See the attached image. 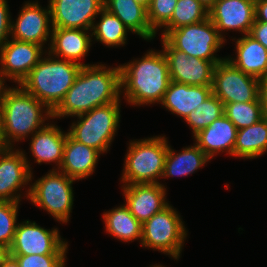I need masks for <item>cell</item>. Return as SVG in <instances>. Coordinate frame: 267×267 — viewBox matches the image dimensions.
<instances>
[{
	"instance_id": "1",
	"label": "cell",
	"mask_w": 267,
	"mask_h": 267,
	"mask_svg": "<svg viewBox=\"0 0 267 267\" xmlns=\"http://www.w3.org/2000/svg\"><path fill=\"white\" fill-rule=\"evenodd\" d=\"M121 98L120 67L96 63L82 66L64 99L52 111V120L76 117Z\"/></svg>"
},
{
	"instance_id": "2",
	"label": "cell",
	"mask_w": 267,
	"mask_h": 267,
	"mask_svg": "<svg viewBox=\"0 0 267 267\" xmlns=\"http://www.w3.org/2000/svg\"><path fill=\"white\" fill-rule=\"evenodd\" d=\"M149 50L141 58L119 65L121 96L133 107L160 104L171 81L162 50Z\"/></svg>"
},
{
	"instance_id": "3",
	"label": "cell",
	"mask_w": 267,
	"mask_h": 267,
	"mask_svg": "<svg viewBox=\"0 0 267 267\" xmlns=\"http://www.w3.org/2000/svg\"><path fill=\"white\" fill-rule=\"evenodd\" d=\"M4 136L10 147L25 141L52 119V111L20 85L8 87L0 103Z\"/></svg>"
},
{
	"instance_id": "4",
	"label": "cell",
	"mask_w": 267,
	"mask_h": 267,
	"mask_svg": "<svg viewBox=\"0 0 267 267\" xmlns=\"http://www.w3.org/2000/svg\"><path fill=\"white\" fill-rule=\"evenodd\" d=\"M81 67L46 52L20 86L53 111L73 85Z\"/></svg>"
},
{
	"instance_id": "5",
	"label": "cell",
	"mask_w": 267,
	"mask_h": 267,
	"mask_svg": "<svg viewBox=\"0 0 267 267\" xmlns=\"http://www.w3.org/2000/svg\"><path fill=\"white\" fill-rule=\"evenodd\" d=\"M165 135L129 141L120 181L123 185L161 183L169 146Z\"/></svg>"
},
{
	"instance_id": "6",
	"label": "cell",
	"mask_w": 267,
	"mask_h": 267,
	"mask_svg": "<svg viewBox=\"0 0 267 267\" xmlns=\"http://www.w3.org/2000/svg\"><path fill=\"white\" fill-rule=\"evenodd\" d=\"M121 98L89 112L76 116L70 124L68 134L77 142L98 150L102 155L110 151L121 119Z\"/></svg>"
},
{
	"instance_id": "7",
	"label": "cell",
	"mask_w": 267,
	"mask_h": 267,
	"mask_svg": "<svg viewBox=\"0 0 267 267\" xmlns=\"http://www.w3.org/2000/svg\"><path fill=\"white\" fill-rule=\"evenodd\" d=\"M31 173L28 201L45 210L60 224L70 221L74 204L73 183L76 181L59 170L50 169L44 176L33 180Z\"/></svg>"
},
{
	"instance_id": "8",
	"label": "cell",
	"mask_w": 267,
	"mask_h": 267,
	"mask_svg": "<svg viewBox=\"0 0 267 267\" xmlns=\"http://www.w3.org/2000/svg\"><path fill=\"white\" fill-rule=\"evenodd\" d=\"M179 212L169 204L142 224V248L159 251L179 260L188 236Z\"/></svg>"
},
{
	"instance_id": "9",
	"label": "cell",
	"mask_w": 267,
	"mask_h": 267,
	"mask_svg": "<svg viewBox=\"0 0 267 267\" xmlns=\"http://www.w3.org/2000/svg\"><path fill=\"white\" fill-rule=\"evenodd\" d=\"M160 32V37L189 57L193 56L211 62H221L227 57H219L216 54L227 42L219 35L209 17L204 21Z\"/></svg>"
},
{
	"instance_id": "10",
	"label": "cell",
	"mask_w": 267,
	"mask_h": 267,
	"mask_svg": "<svg viewBox=\"0 0 267 267\" xmlns=\"http://www.w3.org/2000/svg\"><path fill=\"white\" fill-rule=\"evenodd\" d=\"M212 93L223 104L261 101L260 79L245 74L226 58L213 71Z\"/></svg>"
},
{
	"instance_id": "11",
	"label": "cell",
	"mask_w": 267,
	"mask_h": 267,
	"mask_svg": "<svg viewBox=\"0 0 267 267\" xmlns=\"http://www.w3.org/2000/svg\"><path fill=\"white\" fill-rule=\"evenodd\" d=\"M58 228L46 229L35 221L18 222L12 244L11 255H46L68 253V242Z\"/></svg>"
},
{
	"instance_id": "12",
	"label": "cell",
	"mask_w": 267,
	"mask_h": 267,
	"mask_svg": "<svg viewBox=\"0 0 267 267\" xmlns=\"http://www.w3.org/2000/svg\"><path fill=\"white\" fill-rule=\"evenodd\" d=\"M15 149L11 147L0 153V201L21 202L23 197L27 200L29 197L33 171L31 160L25 151ZM24 188L26 191L22 193Z\"/></svg>"
},
{
	"instance_id": "13",
	"label": "cell",
	"mask_w": 267,
	"mask_h": 267,
	"mask_svg": "<svg viewBox=\"0 0 267 267\" xmlns=\"http://www.w3.org/2000/svg\"><path fill=\"white\" fill-rule=\"evenodd\" d=\"M24 3L18 17L15 20L12 18L10 38L41 45L47 51L52 34L50 7H42L38 0Z\"/></svg>"
},
{
	"instance_id": "14",
	"label": "cell",
	"mask_w": 267,
	"mask_h": 267,
	"mask_svg": "<svg viewBox=\"0 0 267 267\" xmlns=\"http://www.w3.org/2000/svg\"><path fill=\"white\" fill-rule=\"evenodd\" d=\"M169 69L170 80L189 86H212L213 71L219 62H211L173 48L163 37L160 38Z\"/></svg>"
},
{
	"instance_id": "15",
	"label": "cell",
	"mask_w": 267,
	"mask_h": 267,
	"mask_svg": "<svg viewBox=\"0 0 267 267\" xmlns=\"http://www.w3.org/2000/svg\"><path fill=\"white\" fill-rule=\"evenodd\" d=\"M46 52L41 45L10 38L0 49L1 74L20 85Z\"/></svg>"
},
{
	"instance_id": "16",
	"label": "cell",
	"mask_w": 267,
	"mask_h": 267,
	"mask_svg": "<svg viewBox=\"0 0 267 267\" xmlns=\"http://www.w3.org/2000/svg\"><path fill=\"white\" fill-rule=\"evenodd\" d=\"M52 27L91 30L104 0H48Z\"/></svg>"
},
{
	"instance_id": "17",
	"label": "cell",
	"mask_w": 267,
	"mask_h": 267,
	"mask_svg": "<svg viewBox=\"0 0 267 267\" xmlns=\"http://www.w3.org/2000/svg\"><path fill=\"white\" fill-rule=\"evenodd\" d=\"M121 189L125 205L142 224L170 204L163 183L121 184Z\"/></svg>"
},
{
	"instance_id": "18",
	"label": "cell",
	"mask_w": 267,
	"mask_h": 267,
	"mask_svg": "<svg viewBox=\"0 0 267 267\" xmlns=\"http://www.w3.org/2000/svg\"><path fill=\"white\" fill-rule=\"evenodd\" d=\"M208 17L227 42L224 34L228 31H237L241 36L250 33L255 22V4L246 0H217Z\"/></svg>"
},
{
	"instance_id": "19",
	"label": "cell",
	"mask_w": 267,
	"mask_h": 267,
	"mask_svg": "<svg viewBox=\"0 0 267 267\" xmlns=\"http://www.w3.org/2000/svg\"><path fill=\"white\" fill-rule=\"evenodd\" d=\"M91 30L52 27L51 42L47 52L52 56L77 63L81 66L91 65L79 62L90 52L92 47Z\"/></svg>"
},
{
	"instance_id": "20",
	"label": "cell",
	"mask_w": 267,
	"mask_h": 267,
	"mask_svg": "<svg viewBox=\"0 0 267 267\" xmlns=\"http://www.w3.org/2000/svg\"><path fill=\"white\" fill-rule=\"evenodd\" d=\"M55 123L47 122L43 128L30 137L29 150L35 163L39 165L54 163L52 170H59L68 132L62 131Z\"/></svg>"
},
{
	"instance_id": "21",
	"label": "cell",
	"mask_w": 267,
	"mask_h": 267,
	"mask_svg": "<svg viewBox=\"0 0 267 267\" xmlns=\"http://www.w3.org/2000/svg\"><path fill=\"white\" fill-rule=\"evenodd\" d=\"M237 128L223 114L208 127L196 134L194 143L212 160L218 154L226 153L233 157Z\"/></svg>"
},
{
	"instance_id": "22",
	"label": "cell",
	"mask_w": 267,
	"mask_h": 267,
	"mask_svg": "<svg viewBox=\"0 0 267 267\" xmlns=\"http://www.w3.org/2000/svg\"><path fill=\"white\" fill-rule=\"evenodd\" d=\"M100 155L98 150L77 142L67 134L59 171L76 181L86 179L95 172Z\"/></svg>"
},
{
	"instance_id": "23",
	"label": "cell",
	"mask_w": 267,
	"mask_h": 267,
	"mask_svg": "<svg viewBox=\"0 0 267 267\" xmlns=\"http://www.w3.org/2000/svg\"><path fill=\"white\" fill-rule=\"evenodd\" d=\"M231 40L235 41L236 56L230 55L226 59L245 74L260 80L265 78L267 76V49L249 34Z\"/></svg>"
},
{
	"instance_id": "24",
	"label": "cell",
	"mask_w": 267,
	"mask_h": 267,
	"mask_svg": "<svg viewBox=\"0 0 267 267\" xmlns=\"http://www.w3.org/2000/svg\"><path fill=\"white\" fill-rule=\"evenodd\" d=\"M212 94V86H189L170 81L162 105L171 114L185 120L203 101Z\"/></svg>"
},
{
	"instance_id": "25",
	"label": "cell",
	"mask_w": 267,
	"mask_h": 267,
	"mask_svg": "<svg viewBox=\"0 0 267 267\" xmlns=\"http://www.w3.org/2000/svg\"><path fill=\"white\" fill-rule=\"evenodd\" d=\"M104 8L117 16L123 24L137 36L153 41L156 33L151 29L147 19V9L135 0H104Z\"/></svg>"
},
{
	"instance_id": "26",
	"label": "cell",
	"mask_w": 267,
	"mask_h": 267,
	"mask_svg": "<svg viewBox=\"0 0 267 267\" xmlns=\"http://www.w3.org/2000/svg\"><path fill=\"white\" fill-rule=\"evenodd\" d=\"M211 159L195 144L186 146L178 153L168 146L162 179L188 177L202 169Z\"/></svg>"
},
{
	"instance_id": "27",
	"label": "cell",
	"mask_w": 267,
	"mask_h": 267,
	"mask_svg": "<svg viewBox=\"0 0 267 267\" xmlns=\"http://www.w3.org/2000/svg\"><path fill=\"white\" fill-rule=\"evenodd\" d=\"M102 219L106 233L118 241L129 243L137 240L141 242L142 223L131 214L124 203L103 212Z\"/></svg>"
},
{
	"instance_id": "28",
	"label": "cell",
	"mask_w": 267,
	"mask_h": 267,
	"mask_svg": "<svg viewBox=\"0 0 267 267\" xmlns=\"http://www.w3.org/2000/svg\"><path fill=\"white\" fill-rule=\"evenodd\" d=\"M267 153V116L256 124L237 130L233 157L257 159Z\"/></svg>"
},
{
	"instance_id": "29",
	"label": "cell",
	"mask_w": 267,
	"mask_h": 267,
	"mask_svg": "<svg viewBox=\"0 0 267 267\" xmlns=\"http://www.w3.org/2000/svg\"><path fill=\"white\" fill-rule=\"evenodd\" d=\"M100 15L96 18H100L98 21L96 19L93 22L91 28L92 41H97L106 47H122L127 44V35L131 31L123 24V22L114 14L109 12L107 9L103 8Z\"/></svg>"
},
{
	"instance_id": "30",
	"label": "cell",
	"mask_w": 267,
	"mask_h": 267,
	"mask_svg": "<svg viewBox=\"0 0 267 267\" xmlns=\"http://www.w3.org/2000/svg\"><path fill=\"white\" fill-rule=\"evenodd\" d=\"M224 114L223 102L213 93L184 120L192 130L193 137Z\"/></svg>"
},
{
	"instance_id": "31",
	"label": "cell",
	"mask_w": 267,
	"mask_h": 267,
	"mask_svg": "<svg viewBox=\"0 0 267 267\" xmlns=\"http://www.w3.org/2000/svg\"><path fill=\"white\" fill-rule=\"evenodd\" d=\"M224 115L238 130L256 124L264 117L261 101L225 104Z\"/></svg>"
},
{
	"instance_id": "32",
	"label": "cell",
	"mask_w": 267,
	"mask_h": 267,
	"mask_svg": "<svg viewBox=\"0 0 267 267\" xmlns=\"http://www.w3.org/2000/svg\"><path fill=\"white\" fill-rule=\"evenodd\" d=\"M209 11L198 0H178L171 20L161 30H174L204 21Z\"/></svg>"
},
{
	"instance_id": "33",
	"label": "cell",
	"mask_w": 267,
	"mask_h": 267,
	"mask_svg": "<svg viewBox=\"0 0 267 267\" xmlns=\"http://www.w3.org/2000/svg\"><path fill=\"white\" fill-rule=\"evenodd\" d=\"M20 202L0 201V244L10 247L18 225Z\"/></svg>"
},
{
	"instance_id": "34",
	"label": "cell",
	"mask_w": 267,
	"mask_h": 267,
	"mask_svg": "<svg viewBox=\"0 0 267 267\" xmlns=\"http://www.w3.org/2000/svg\"><path fill=\"white\" fill-rule=\"evenodd\" d=\"M178 0H150L147 19L151 29L158 34L173 15Z\"/></svg>"
},
{
	"instance_id": "35",
	"label": "cell",
	"mask_w": 267,
	"mask_h": 267,
	"mask_svg": "<svg viewBox=\"0 0 267 267\" xmlns=\"http://www.w3.org/2000/svg\"><path fill=\"white\" fill-rule=\"evenodd\" d=\"M67 254L12 255L20 267H65Z\"/></svg>"
},
{
	"instance_id": "36",
	"label": "cell",
	"mask_w": 267,
	"mask_h": 267,
	"mask_svg": "<svg viewBox=\"0 0 267 267\" xmlns=\"http://www.w3.org/2000/svg\"><path fill=\"white\" fill-rule=\"evenodd\" d=\"M7 0H0V49L10 39L12 16Z\"/></svg>"
},
{
	"instance_id": "37",
	"label": "cell",
	"mask_w": 267,
	"mask_h": 267,
	"mask_svg": "<svg viewBox=\"0 0 267 267\" xmlns=\"http://www.w3.org/2000/svg\"><path fill=\"white\" fill-rule=\"evenodd\" d=\"M255 40L259 41L267 49V23L254 22L250 33Z\"/></svg>"
},
{
	"instance_id": "38",
	"label": "cell",
	"mask_w": 267,
	"mask_h": 267,
	"mask_svg": "<svg viewBox=\"0 0 267 267\" xmlns=\"http://www.w3.org/2000/svg\"><path fill=\"white\" fill-rule=\"evenodd\" d=\"M255 22L267 23V0H260L255 4Z\"/></svg>"
},
{
	"instance_id": "39",
	"label": "cell",
	"mask_w": 267,
	"mask_h": 267,
	"mask_svg": "<svg viewBox=\"0 0 267 267\" xmlns=\"http://www.w3.org/2000/svg\"><path fill=\"white\" fill-rule=\"evenodd\" d=\"M264 116H267V76L260 80V94H259Z\"/></svg>"
},
{
	"instance_id": "40",
	"label": "cell",
	"mask_w": 267,
	"mask_h": 267,
	"mask_svg": "<svg viewBox=\"0 0 267 267\" xmlns=\"http://www.w3.org/2000/svg\"><path fill=\"white\" fill-rule=\"evenodd\" d=\"M11 147L7 143L5 136H4V130H3V119L0 112V153L7 151Z\"/></svg>"
},
{
	"instance_id": "41",
	"label": "cell",
	"mask_w": 267,
	"mask_h": 267,
	"mask_svg": "<svg viewBox=\"0 0 267 267\" xmlns=\"http://www.w3.org/2000/svg\"><path fill=\"white\" fill-rule=\"evenodd\" d=\"M10 247L0 244V266L10 257Z\"/></svg>"
},
{
	"instance_id": "42",
	"label": "cell",
	"mask_w": 267,
	"mask_h": 267,
	"mask_svg": "<svg viewBox=\"0 0 267 267\" xmlns=\"http://www.w3.org/2000/svg\"><path fill=\"white\" fill-rule=\"evenodd\" d=\"M0 267H20L16 258L12 255Z\"/></svg>"
},
{
	"instance_id": "43",
	"label": "cell",
	"mask_w": 267,
	"mask_h": 267,
	"mask_svg": "<svg viewBox=\"0 0 267 267\" xmlns=\"http://www.w3.org/2000/svg\"><path fill=\"white\" fill-rule=\"evenodd\" d=\"M7 87H9V86H7L6 80L4 79V77L0 71V103H1V100H2L3 95H4V91L7 89Z\"/></svg>"
},
{
	"instance_id": "44",
	"label": "cell",
	"mask_w": 267,
	"mask_h": 267,
	"mask_svg": "<svg viewBox=\"0 0 267 267\" xmlns=\"http://www.w3.org/2000/svg\"><path fill=\"white\" fill-rule=\"evenodd\" d=\"M206 10H210L217 0H198Z\"/></svg>"
},
{
	"instance_id": "45",
	"label": "cell",
	"mask_w": 267,
	"mask_h": 267,
	"mask_svg": "<svg viewBox=\"0 0 267 267\" xmlns=\"http://www.w3.org/2000/svg\"><path fill=\"white\" fill-rule=\"evenodd\" d=\"M135 1L144 6L146 9L149 7L150 4V0H135Z\"/></svg>"
},
{
	"instance_id": "46",
	"label": "cell",
	"mask_w": 267,
	"mask_h": 267,
	"mask_svg": "<svg viewBox=\"0 0 267 267\" xmlns=\"http://www.w3.org/2000/svg\"><path fill=\"white\" fill-rule=\"evenodd\" d=\"M150 267H166V266H163L162 264H158V265L157 264H154V265L152 264Z\"/></svg>"
},
{
	"instance_id": "47",
	"label": "cell",
	"mask_w": 267,
	"mask_h": 267,
	"mask_svg": "<svg viewBox=\"0 0 267 267\" xmlns=\"http://www.w3.org/2000/svg\"><path fill=\"white\" fill-rule=\"evenodd\" d=\"M246 1H249V2H251V3H253V4H256V3L259 2L260 0H246Z\"/></svg>"
}]
</instances>
